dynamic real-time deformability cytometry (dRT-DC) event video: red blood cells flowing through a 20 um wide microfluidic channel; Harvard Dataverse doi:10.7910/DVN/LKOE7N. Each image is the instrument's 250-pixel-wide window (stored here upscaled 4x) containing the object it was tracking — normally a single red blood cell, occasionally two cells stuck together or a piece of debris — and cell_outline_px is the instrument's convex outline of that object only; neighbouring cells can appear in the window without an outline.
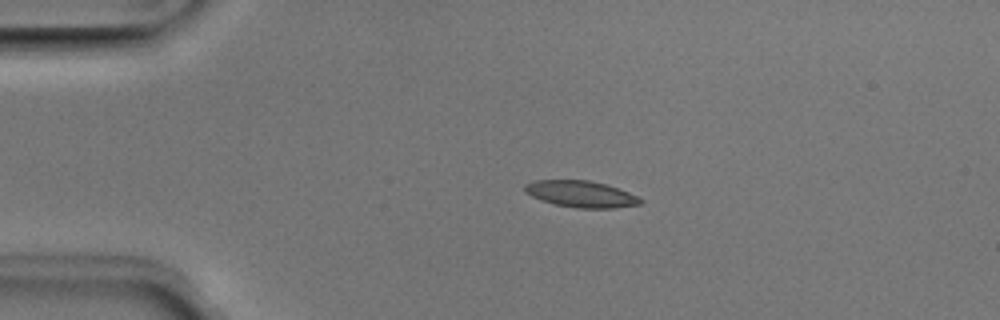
{"species": "Egyptian fruit bat (a non-hibernating species)", "species_latin": "Rousettus aegyptiacus", "temperature_condition": "room temperature", "stored_images_in_passage": 49, "camera_frame_rate_fps": 3000, "um_per_image_px": 0.085, "animal": {"sex": "male"}, "frame": {"image": 1, "passage_image": 9, "time_ms": 2.667, "image_size_px": [1000, 320], "cell_outline_px": [[644, 200], [640, 204], [612, 208], [576, 208], [556, 204], [540, 200], [524, 192], [524, 184], [532, 180], [588, 180], [604, 184], [628, 192]], "centroid_in_image_um": [49.33, 16.49], "position_along_channel_um": 35.7, "area_um2": 17.74}}
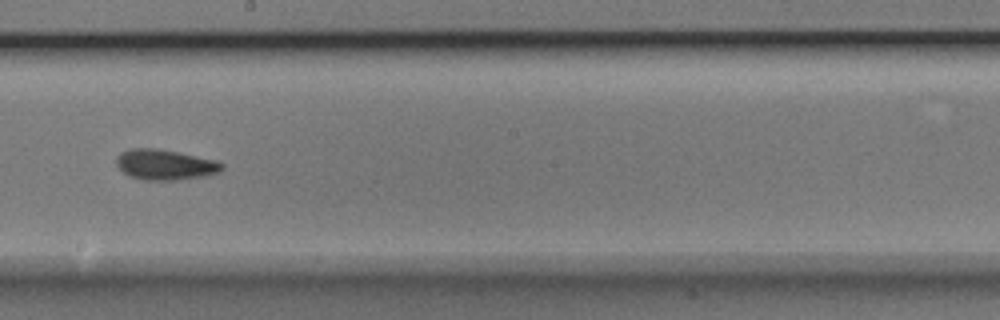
{"frame": {"image": 2, "passage_image": 27, "time_ms": 8.667, "image_size_px": [1000, 320], "cell_outline_px": [[224, 168], [220, 172], [208, 176], [176, 180], [144, 180], [128, 176], [116, 164], [116, 156], [120, 152], [128, 148], [156, 148], [216, 160], [224, 164]], "centroid_in_image_um": [14.03, 14.0], "position_along_channel_um": 234.2, "area_um2": 18.9}}
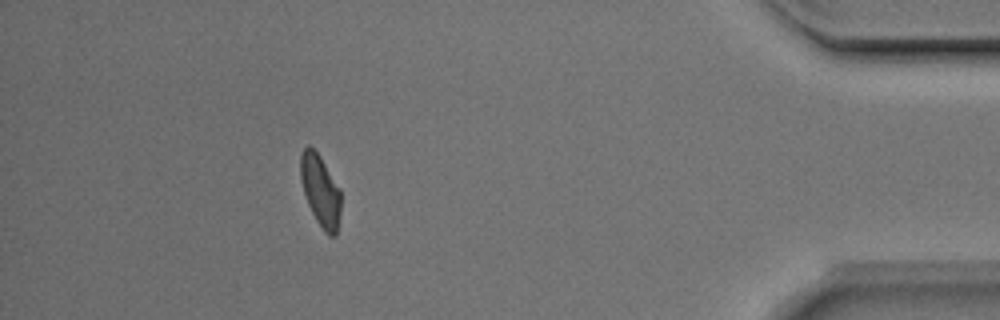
{"frame": {"image": 3, "passage_image": 44, "time_ms": 14.333, "image_size_px": [1000, 320], "cell_outline_px": [[340, 212], [336, 236], [328, 236], [324, 232], [316, 220], [308, 204], [300, 180], [300, 156], [304, 148], [308, 144], [320, 156], [340, 188]], "centroid_in_image_um": [27.23, 16.21], "position_along_channel_um": 408.0, "area_um2": 16.82}, "authors_computed_cell_mechanics": {"area_um2": 17.7446, "velocity_mm_per_s": 3.9733, "shape_relaxation_time_tau1_ms": 3.3966, "shape_relaxation_time_tau2_ms": 3.3081, "deformation_change_tau1": 0.1222, "deformation_change_tau2": 0.1007}}